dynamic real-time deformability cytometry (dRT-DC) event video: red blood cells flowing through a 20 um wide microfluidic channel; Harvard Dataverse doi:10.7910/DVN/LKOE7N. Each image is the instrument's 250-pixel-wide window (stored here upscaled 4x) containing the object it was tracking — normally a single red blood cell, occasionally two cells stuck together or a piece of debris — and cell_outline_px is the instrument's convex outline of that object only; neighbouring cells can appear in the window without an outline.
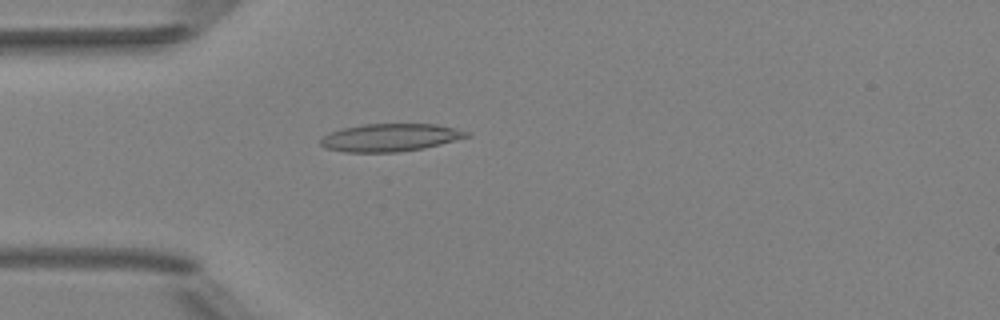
{"species": "Egyptian fruit bat (a non-hibernating species)", "species_latin": "Rousettus aegyptiacus", "temperature_condition": "room temperature", "stored_images_in_passage": 4, "camera_frame_rate_fps": 3000, "um_per_image_px": 0.085, "animal": {"sex": "female"}, "frame": {"image": 1, "passage_image": 4, "time_ms": 3.667, "image_size_px": [1000, 320], "cell_outline_px": [[472, 136], [424, 148], [396, 152], [344, 152], [324, 148], [320, 144], [320, 140], [324, 136], [332, 132], [344, 128], [364, 124], [436, 124], [472, 132]], "centroid_in_image_um": [33.2, 11.69], "position_along_channel_um": 51.8, "area_um2": 23.58}}